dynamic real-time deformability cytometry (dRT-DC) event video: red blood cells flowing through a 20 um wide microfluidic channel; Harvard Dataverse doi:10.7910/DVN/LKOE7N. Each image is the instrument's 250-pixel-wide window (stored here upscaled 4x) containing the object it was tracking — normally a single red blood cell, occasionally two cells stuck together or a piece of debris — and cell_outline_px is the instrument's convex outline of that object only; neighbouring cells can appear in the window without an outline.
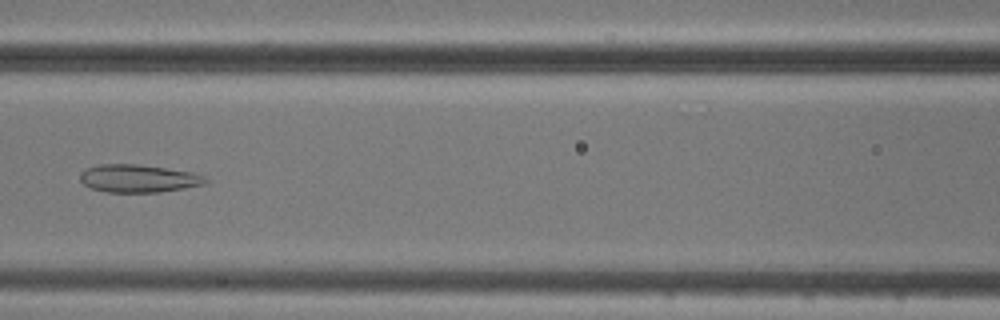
{"species": "common noctule bat (a hibernating species)", "species_latin": "Nyctalus noctula", "temperature_condition": "cold", "stored_images_in_passage": 7, "camera_frame_rate_fps": 3000, "um_per_image_px": 0.085, "animal": {"sex": "male", "body_mass_g": 20.5, "forearm_length_mm": 52.5}, "frame": {"image": 1, "passage_image": 4, "time_ms": 4.333, "image_size_px": [1000, 320], "cell_outline_px": [[212, 180], [208, 184], [160, 192], [108, 192], [92, 188], [84, 184], [80, 180], [80, 172], [88, 168], [100, 164], [136, 164], [192, 172], [204, 176]], "centroid_in_image_um": [11.82, 15.17], "position_along_channel_um": 154.8, "area_um2": 20.35}}
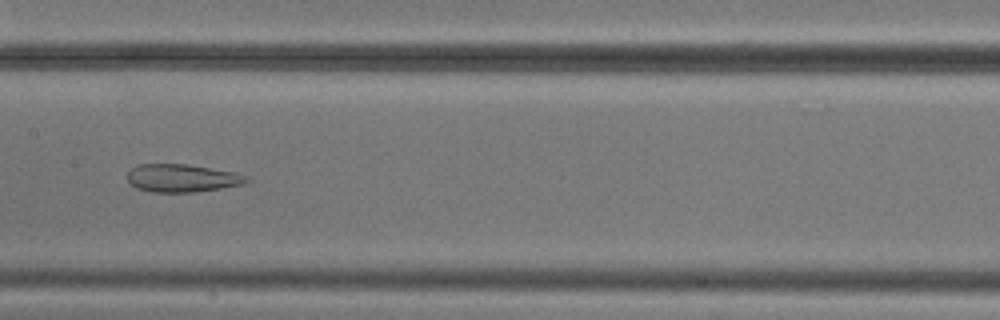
{"frame": {"image": 2, "passage_image": 5, "time_ms": 5.333, "image_size_px": [1000, 320], "cell_outline_px": [[252, 180], [244, 184], [220, 188], [192, 192], [152, 192], [136, 188], [128, 180], [128, 172], [132, 168], [140, 164], [188, 164], [236, 172], [248, 176]], "centroid_in_image_um": [15.52, 15.13], "position_along_channel_um": 191.9, "area_um2": 19.42}}
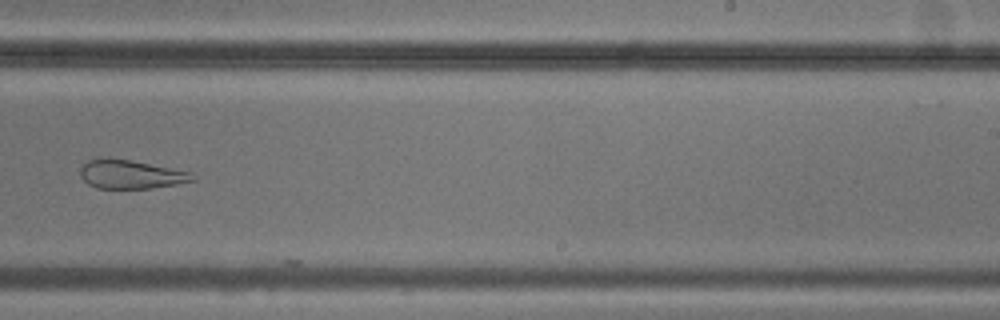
{"frame": {"image": 3, "passage_image": 7, "time_ms": 7.667, "image_size_px": [1000, 320], "cell_outline_px": [[196, 180], [176, 184], [148, 188], [96, 188], [88, 184], [80, 176], [80, 168], [88, 160], [96, 156], [104, 156], [128, 160], [192, 172]], "centroid_in_image_um": [11.05, 14.8], "position_along_channel_um": 277.9, "area_um2": 18.84}}